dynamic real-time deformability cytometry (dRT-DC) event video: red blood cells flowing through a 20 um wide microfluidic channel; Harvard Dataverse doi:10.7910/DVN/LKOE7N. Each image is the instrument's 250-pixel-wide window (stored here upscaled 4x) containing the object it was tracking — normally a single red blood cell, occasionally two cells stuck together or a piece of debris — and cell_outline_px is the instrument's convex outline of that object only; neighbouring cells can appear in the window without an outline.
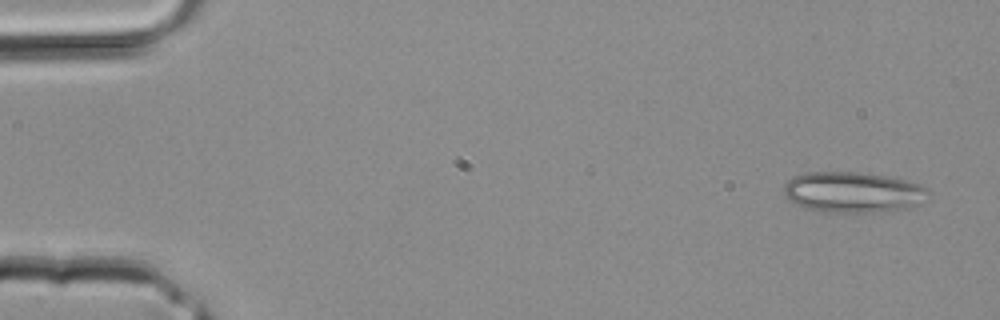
{"species": "common noctule bat (a hibernating species)", "species_latin": "Nyctalus noctula", "temperature_condition": "room temperature", "stored_images_in_passage": 2, "camera_frame_rate_fps": 3000, "um_per_image_px": 0.085, "animal": {"sex": "male", "body_mass_g": 20.4}, "frame": {"image": 1, "passage_image": 1, "time_ms": 0.0, "image_size_px": [1000, 320], "cell_outline_px": [[928, 192], [912, 208], [868, 212], [824, 212], [804, 208], [796, 204], [784, 196], [784, 184], [792, 176], [808, 172], [856, 172], [884, 176], [908, 180], [920, 184], [928, 188]], "centroid_in_image_um": [72.44, 16.33], "position_along_channel_um": 12.6, "area_um2": 34.1}}